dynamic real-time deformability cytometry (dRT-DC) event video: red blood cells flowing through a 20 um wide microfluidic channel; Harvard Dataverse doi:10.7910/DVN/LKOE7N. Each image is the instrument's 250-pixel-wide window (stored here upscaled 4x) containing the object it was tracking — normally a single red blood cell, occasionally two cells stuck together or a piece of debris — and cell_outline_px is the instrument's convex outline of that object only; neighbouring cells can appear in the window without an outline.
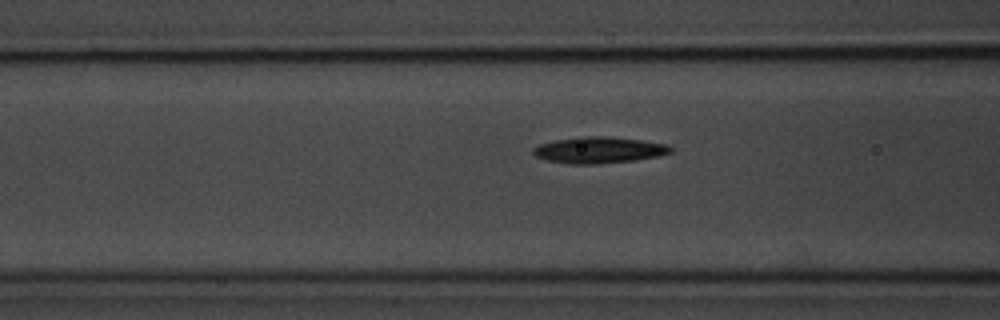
{"species": "common noctule bat (a hibernating species)", "species_latin": "Nyctalus noctula", "temperature_condition": "room temperature", "stored_images_in_passage": 12, "camera_frame_rate_fps": 3000, "um_per_image_px": 0.085, "animal": {"sex": "male", "body_mass_g": 20.1, "forearm_length_mm": 53.5}, "frame": {"image": 1, "passage_image": 10, "time_ms": 3.0, "image_size_px": [1000, 320], "cell_outline_px": [[672, 152], [660, 156], [636, 160], [596, 164], [572, 164], [548, 160], [536, 156], [532, 152], [532, 148], [540, 144], [556, 140], [580, 136], [608, 136], [640, 140], [668, 144], [672, 148]], "centroid_in_image_um": [50.94, 12.75], "position_along_channel_um": 115.7, "area_um2": 21.1}}